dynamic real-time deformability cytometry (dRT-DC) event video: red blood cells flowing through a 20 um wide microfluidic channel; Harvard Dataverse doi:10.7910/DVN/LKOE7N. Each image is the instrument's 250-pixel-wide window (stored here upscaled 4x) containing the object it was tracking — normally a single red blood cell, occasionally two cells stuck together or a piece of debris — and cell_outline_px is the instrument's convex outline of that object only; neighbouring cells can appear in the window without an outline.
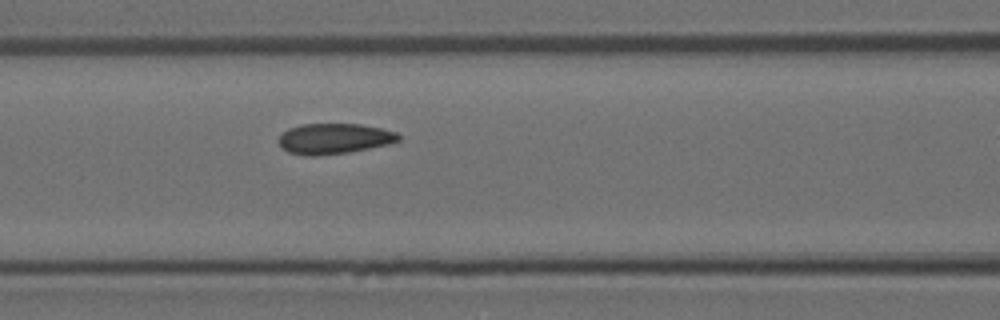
{"species": "Egyptian fruit bat (a non-hibernating species)", "species_latin": "Rousettus aegyptiacus", "temperature_condition": "room temperature", "stored_images_in_passage": 6, "segment_of_instrument_passage": [1, 2], "camera_frame_rate_fps": 3000, "um_per_image_px": 0.085, "animal": {"sex": "female"}, "frame": {"image": 1, "passage_image": 5, "time_ms": 1.333, "image_size_px": [1000, 320], "cell_outline_px": [[400, 140], [388, 144], [348, 152], [316, 156], [304, 156], [288, 152], [280, 144], [280, 136], [288, 128], [304, 124], [360, 124], [380, 128], [396, 132], [400, 136]], "centroid_in_image_um": [28.4, 11.79], "position_along_channel_um": 138.2, "area_um2": 21.1}}